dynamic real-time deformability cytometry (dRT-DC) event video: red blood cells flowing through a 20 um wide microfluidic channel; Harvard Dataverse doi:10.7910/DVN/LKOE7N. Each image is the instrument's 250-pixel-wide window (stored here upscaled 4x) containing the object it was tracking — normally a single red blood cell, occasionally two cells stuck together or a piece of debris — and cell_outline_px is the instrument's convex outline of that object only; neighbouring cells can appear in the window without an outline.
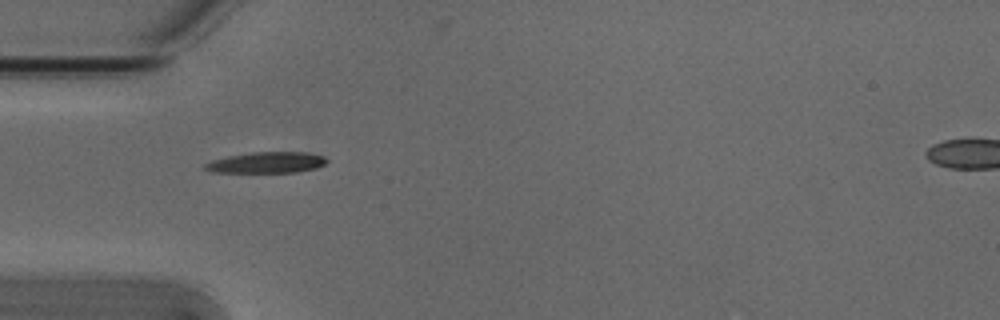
{"species": "Egyptian fruit bat (a non-hibernating species)", "species_latin": "Rousettus aegyptiacus", "temperature_condition": "cold", "stored_images_in_passage": 33, "camera_frame_rate_fps": 3000, "um_per_image_px": 0.085, "animal": {"sex": "male"}, "frame": {"image": 1, "passage_image": 1, "time_ms": 0.0, "image_size_px": [1000, 320], "cell_outline_px": [[328, 160], [324, 164], [316, 168], [296, 172], [212, 172], [204, 168], [204, 164], [212, 160], [228, 156], [252, 152], [304, 152], [324, 156]], "centroid_in_image_um": [22.66, 13.81], "position_along_channel_um": 62.3, "area_um2": 14.8}}
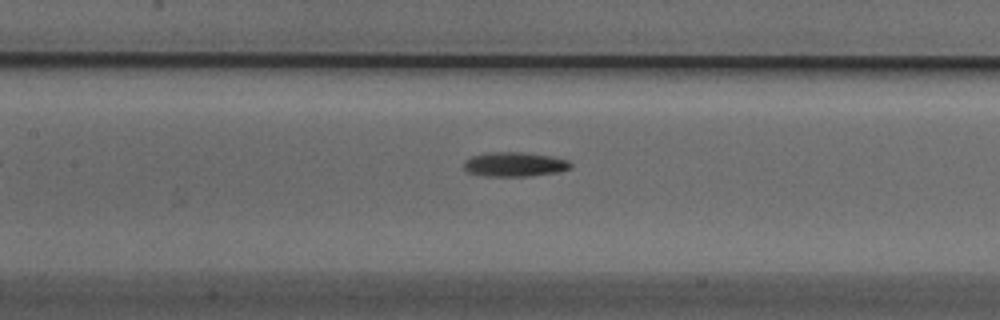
{"frame": {"image": 2, "passage_image": 9, "time_ms": 2.667, "image_size_px": [1000, 320], "cell_outline_px": [[572, 168], [560, 172], [528, 176], [484, 176], [468, 172], [464, 168], [464, 160], [472, 156], [492, 152], [520, 152], [552, 156], [568, 160], [572, 164]], "centroid_in_image_um": [43.77, 13.97], "position_along_channel_um": 163.6, "area_um2": 15.26}}
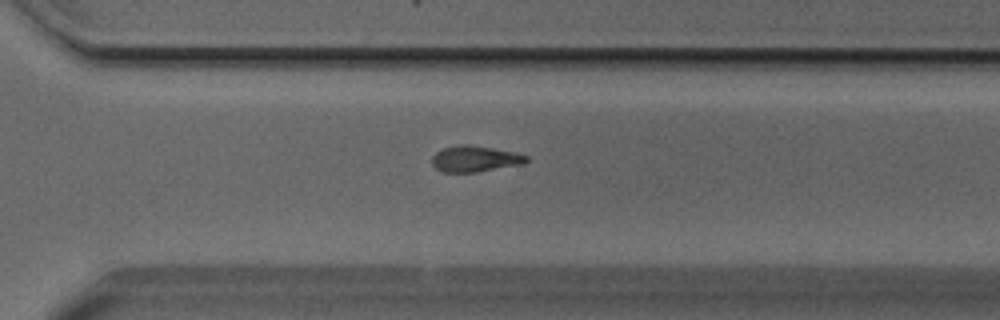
{"frame": {"image": 3, "passage_image": 22, "time_ms": 7.0, "image_size_px": [1000, 320], "cell_outline_px": [[528, 160], [524, 164], [476, 172], [440, 172], [432, 164], [432, 156], [436, 152], [444, 148], [460, 144], [468, 144], [492, 148], [512, 152], [528, 156]], "centroid_in_image_um": [40.35, 13.5], "position_along_channel_um": 330.2, "area_um2": 14.28}}